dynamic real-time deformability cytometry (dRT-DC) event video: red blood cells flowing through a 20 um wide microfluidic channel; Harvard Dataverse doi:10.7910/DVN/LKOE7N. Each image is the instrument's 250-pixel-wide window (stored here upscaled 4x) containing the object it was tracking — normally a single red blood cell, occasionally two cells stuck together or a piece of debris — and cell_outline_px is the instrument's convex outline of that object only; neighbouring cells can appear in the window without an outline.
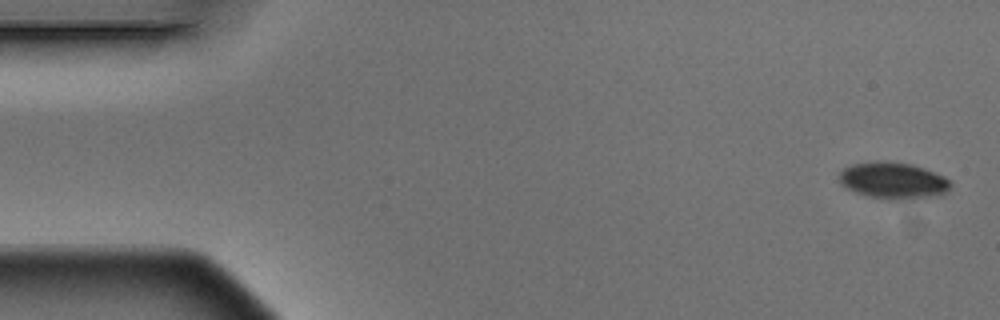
{"species": "Egyptian fruit bat (a non-hibernating species)", "species_latin": "Rousettus aegyptiacus", "temperature_condition": "warm", "stored_images_in_passage": 6, "segment_of_instrument_passage": [1, 2], "camera_frame_rate_fps": 3000, "um_per_image_px": 0.085, "animal": {"sex": "male"}, "frame": {"image": 1, "passage_image": 1, "time_ms": 0.0, "image_size_px": [1000, 320], "cell_outline_px": [[952, 184], [948, 192], [944, 196], [908, 200], [892, 200], [868, 196], [844, 188], [840, 184], [840, 172], [844, 168], [852, 164], [876, 160], [880, 160], [908, 164], [924, 168], [944, 176]], "centroid_in_image_um": [75.96, 15.37], "position_along_channel_um": 9.0, "area_um2": 24.22}}
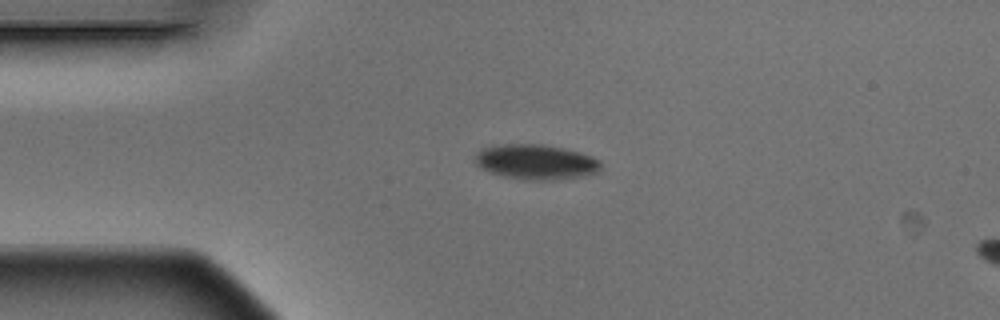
{"frame": {"image": 2, "passage_image": 4, "time_ms": 1.0, "image_size_px": [1000, 320], "cell_outline_px": [[600, 168], [596, 172], [584, 176], [556, 180], [524, 180], [504, 176], [480, 168], [476, 164], [476, 152], [480, 148], [492, 144], [544, 144], [564, 148], [592, 156], [600, 160]], "centroid_in_image_um": [45.53, 13.75], "position_along_channel_um": 39.5, "area_um2": 25.89}}